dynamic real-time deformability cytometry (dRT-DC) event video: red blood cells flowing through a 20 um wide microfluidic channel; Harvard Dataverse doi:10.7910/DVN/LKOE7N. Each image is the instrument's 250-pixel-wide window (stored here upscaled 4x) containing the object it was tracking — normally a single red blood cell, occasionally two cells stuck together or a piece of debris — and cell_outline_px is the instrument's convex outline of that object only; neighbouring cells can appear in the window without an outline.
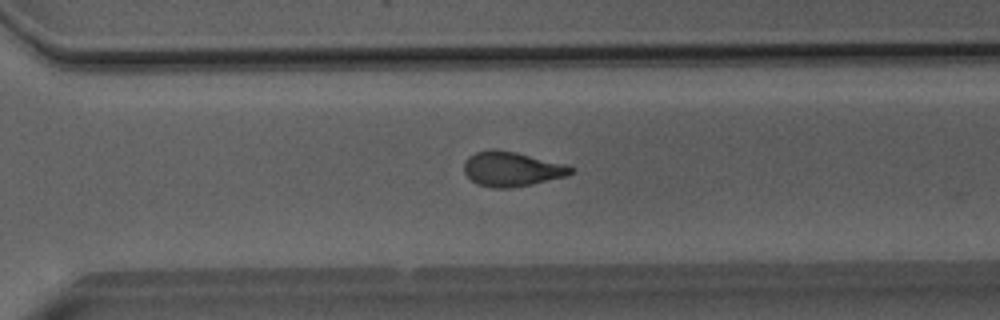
{"species": "Egyptian fruit bat (a non-hibernating species)", "species_latin": "Rousettus aegyptiacus", "temperature_condition": "room temperature", "stored_images_in_passage": 46, "camera_frame_rate_fps": 3000, "um_per_image_px": 0.085, "animal": {"sex": "male"}, "frame": {"image": 1, "passage_image": 35, "time_ms": 11.333, "image_size_px": [1000, 320], "cell_outline_px": [[576, 168], [568, 176], [532, 184], [508, 188], [492, 188], [476, 184], [464, 172], [464, 164], [468, 156], [476, 152], [492, 148], [516, 152], [572, 164]], "centroid_in_image_um": [43.57, 14.35], "position_along_channel_um": 327.0, "area_um2": 22.08}}
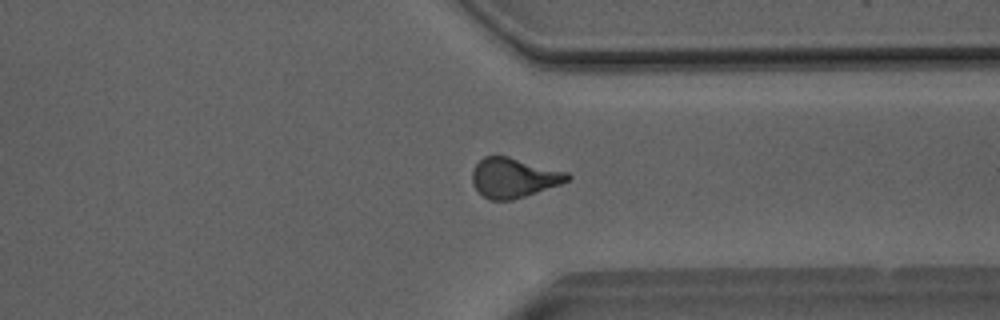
{"frame": {"image": 2, "passage_image": 38, "time_ms": 12.333, "image_size_px": [1000, 320], "cell_outline_px": [[572, 176], [568, 180], [560, 184], [512, 200], [488, 200], [472, 184], [472, 172], [476, 164], [484, 156], [508, 156], [568, 172]], "centroid_in_image_um": [43.66, 15.1], "position_along_channel_um": 367.7, "area_um2": 21.85}}
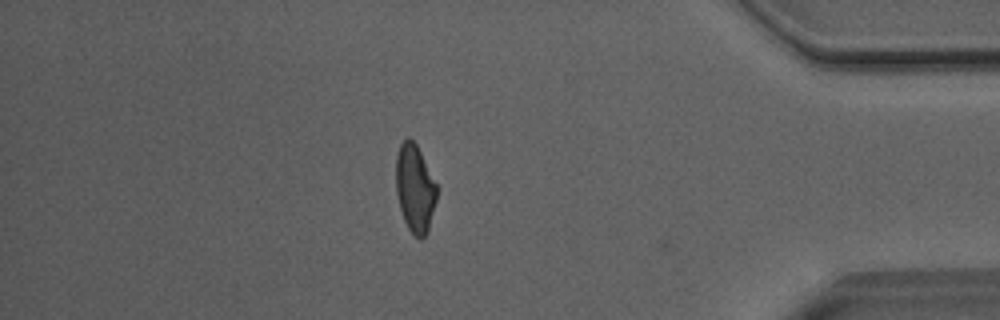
{"frame": {"image": 3, "passage_image": 43, "time_ms": 14.0, "image_size_px": [1000, 320], "cell_outline_px": [[440, 188], [428, 232], [420, 240], [408, 228], [404, 220], [400, 208], [396, 192], [396, 156], [400, 144], [408, 136], [416, 144]], "centroid_in_image_um": [35.3, 16.01], "position_along_channel_um": 399.9, "area_um2": 21.27}, "authors_computed_cell_mechanics": {"area_um2": 21.4149, "velocity_mm_per_s": 4.0758, "shape_relaxation_time_tau1_ms": null, "shape_relaxation_time_tau2_ms": 2.922, "deformation_change_tau1": null, "deformation_change_tau2": 0.0895}}